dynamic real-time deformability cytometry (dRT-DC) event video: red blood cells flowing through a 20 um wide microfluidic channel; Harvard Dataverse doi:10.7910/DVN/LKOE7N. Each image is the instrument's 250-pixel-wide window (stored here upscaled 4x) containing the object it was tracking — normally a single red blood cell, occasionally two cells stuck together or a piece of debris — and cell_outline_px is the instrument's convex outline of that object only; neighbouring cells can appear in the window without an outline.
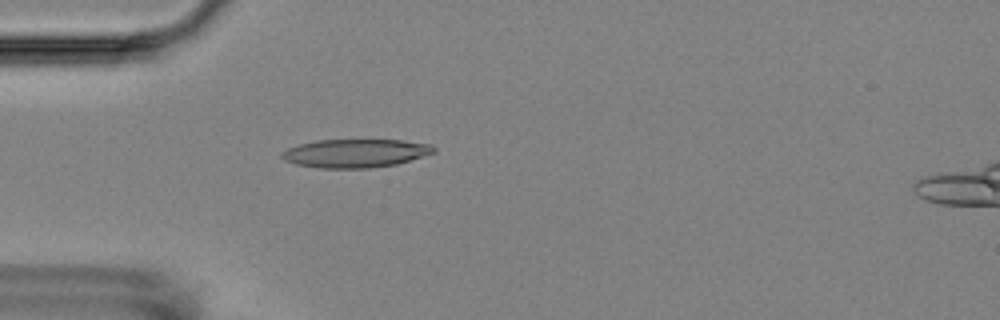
{"species": "Egyptian fruit bat (a non-hibernating species)", "species_latin": "Rousettus aegyptiacus", "temperature_condition": "room temperature", "stored_images_in_passage": 1, "camera_frame_rate_fps": 3000, "um_per_image_px": 0.085, "animal": {"sex": "female"}, "frame": {"image": 1, "passage_image": 1, "time_ms": 0.0, "image_size_px": [1000, 320], "cell_outline_px": [[436, 152], [396, 164], [368, 168], [320, 168], [296, 164], [284, 160], [280, 156], [280, 152], [288, 148], [300, 144], [316, 140], [400, 140], [432, 144], [436, 148]], "centroid_in_image_um": [30.2, 13.02], "position_along_channel_um": 54.8, "area_um2": 25.14}}